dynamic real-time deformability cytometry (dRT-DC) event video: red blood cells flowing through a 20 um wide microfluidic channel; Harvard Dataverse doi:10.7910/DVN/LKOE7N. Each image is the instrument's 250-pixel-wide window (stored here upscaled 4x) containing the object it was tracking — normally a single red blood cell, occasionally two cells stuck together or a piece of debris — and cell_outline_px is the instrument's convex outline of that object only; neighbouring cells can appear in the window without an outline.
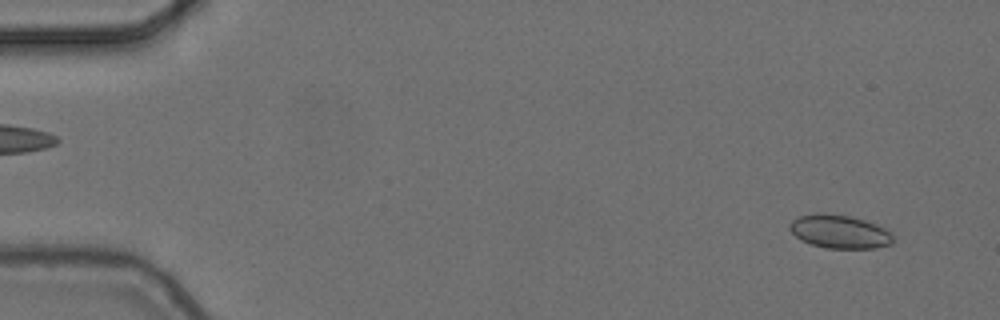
{"species": "common noctule bat (a hibernating species)", "species_latin": "Nyctalus noctula", "temperature_condition": "cold", "stored_images_in_passage": 5, "camera_frame_rate_fps": 3000, "um_per_image_px": 0.085, "animal": {"sex": "female", "body_mass_g": 24.6, "forearm_length_mm": 56.2}, "frame": {"image": 1, "passage_image": 5, "time_ms": 1.333, "image_size_px": [1000, 320], "cell_outline_px": [[892, 244], [876, 248], [828, 248], [812, 244], [800, 240], [788, 228], [788, 224], [792, 220], [800, 216], [816, 212], [824, 212], [848, 216], [864, 220], [876, 224], [884, 228], [892, 236]], "centroid_in_image_um": [71.32, 19.68], "position_along_channel_um": 13.7, "area_um2": 20.11}}